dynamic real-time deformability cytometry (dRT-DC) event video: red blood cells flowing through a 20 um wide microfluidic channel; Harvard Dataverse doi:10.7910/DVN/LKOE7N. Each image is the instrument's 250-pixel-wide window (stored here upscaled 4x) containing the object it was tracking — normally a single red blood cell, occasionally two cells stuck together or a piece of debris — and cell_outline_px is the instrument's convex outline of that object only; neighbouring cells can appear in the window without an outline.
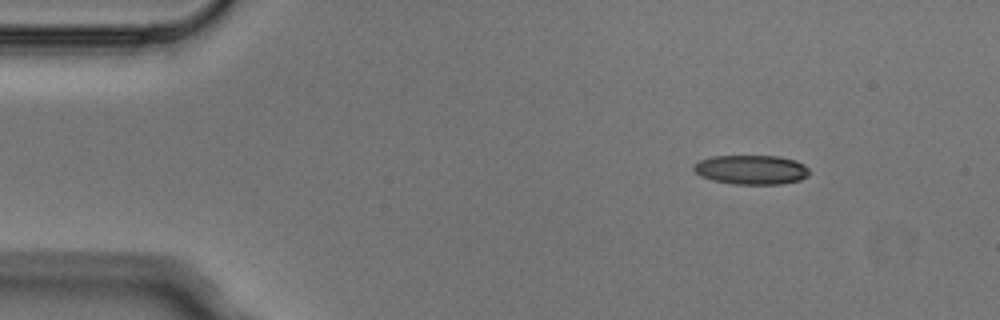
{"species": "Egyptian fruit bat (a non-hibernating species)", "species_latin": "Rousettus aegyptiacus", "temperature_condition": "cold", "stored_images_in_passage": 4, "camera_frame_rate_fps": 3000, "um_per_image_px": 0.085, "animal": {"sex": "male"}, "frame": {"image": 1, "passage_image": 1, "time_ms": 0.0, "image_size_px": [1000, 320], "cell_outline_px": [[808, 176], [800, 180], [780, 184], [732, 184], [712, 180], [700, 176], [692, 168], [692, 164], [700, 160], [712, 156], [780, 156], [796, 160], [804, 164], [808, 168]], "centroid_in_image_um": [63.85, 14.42], "position_along_channel_um": 21.2, "area_um2": 19.94}}
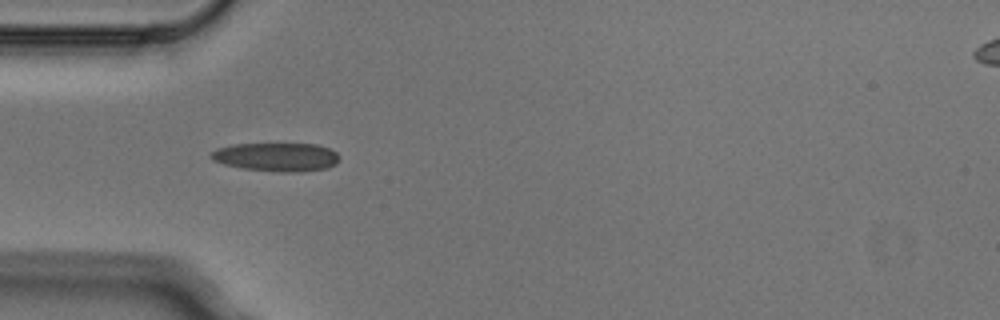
{"frame": {"image": 2, "passage_image": 3, "time_ms": 0.667, "image_size_px": [1000, 320], "cell_outline_px": [[340, 160], [336, 164], [328, 168], [296, 172], [280, 172], [244, 168], [224, 164], [212, 160], [208, 156], [216, 148], [232, 144], [316, 144], [328, 148], [336, 152], [340, 156]], "centroid_in_image_um": [23.51, 13.34], "position_along_channel_um": 61.5, "area_um2": 21.44}}
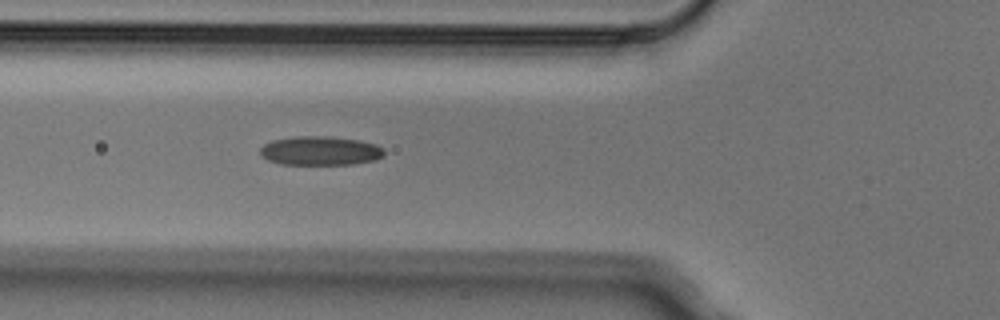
{"frame": {"image": 3, "passage_image": 4, "time_ms": 1.0, "image_size_px": [1000, 320], "cell_outline_px": [[384, 156], [376, 160], [352, 164], [280, 164], [268, 160], [260, 156], [260, 148], [264, 144], [272, 140], [296, 136], [328, 136], [360, 140], [376, 144], [384, 148]], "centroid_in_image_um": [27.23, 12.81], "position_along_channel_um": 98.6, "area_um2": 21.15}}